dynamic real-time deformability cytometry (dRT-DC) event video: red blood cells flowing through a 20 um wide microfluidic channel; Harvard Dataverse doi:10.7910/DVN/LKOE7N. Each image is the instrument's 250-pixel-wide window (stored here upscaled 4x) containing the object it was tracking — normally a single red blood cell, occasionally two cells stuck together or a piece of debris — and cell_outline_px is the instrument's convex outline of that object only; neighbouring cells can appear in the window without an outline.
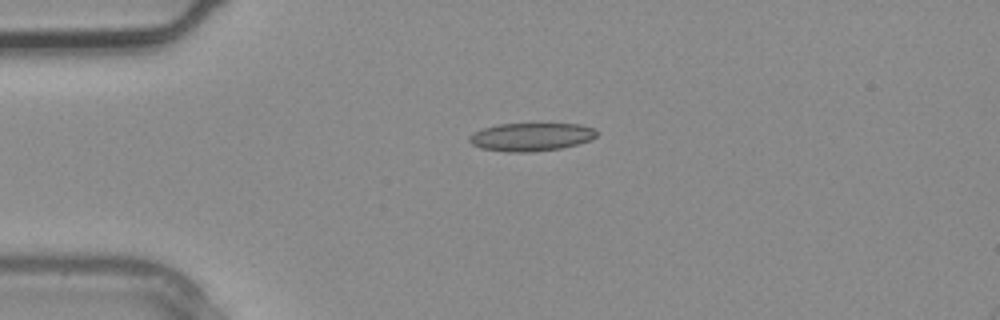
{"species": "common noctule bat (a hibernating species)", "species_latin": "Nyctalus noctula", "temperature_condition": "warm", "stored_images_in_passage": 2, "camera_frame_rate_fps": 3000, "um_per_image_px": 0.085, "animal": {"sex": "male", "body_mass_g": 20.4}, "frame": {"image": 1, "passage_image": 2, "time_ms": 0.333, "image_size_px": [1000, 320], "cell_outline_px": [[596, 136], [592, 140], [560, 148], [532, 152], [508, 152], [480, 148], [472, 144], [468, 140], [468, 136], [484, 128], [500, 124], [580, 124], [596, 128]], "centroid_in_image_um": [45.16, 11.64], "position_along_channel_um": 39.8, "area_um2": 20.81}}